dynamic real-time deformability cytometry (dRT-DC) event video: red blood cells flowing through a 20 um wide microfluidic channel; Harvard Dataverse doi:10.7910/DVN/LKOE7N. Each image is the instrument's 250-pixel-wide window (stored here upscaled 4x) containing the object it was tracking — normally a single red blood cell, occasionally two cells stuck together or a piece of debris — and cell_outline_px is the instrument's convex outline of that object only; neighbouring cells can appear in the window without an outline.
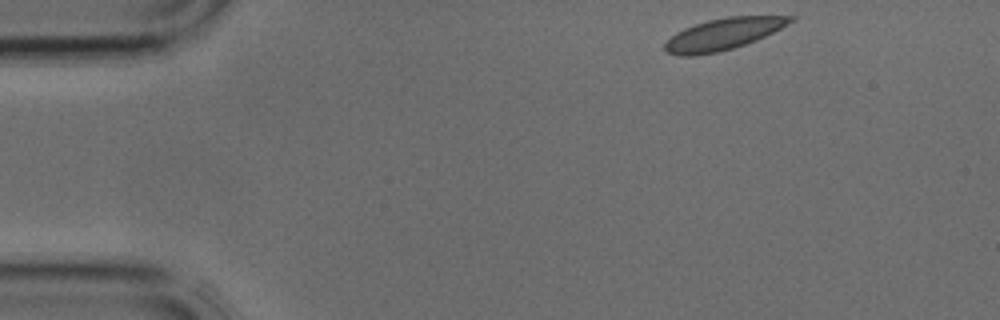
{"species": "common noctule bat (a hibernating species)", "species_latin": "Nyctalus noctula", "temperature_condition": "cold", "stored_images_in_passage": 36, "camera_frame_rate_fps": 3000, "um_per_image_px": 0.085, "animal": {"sex": "male", "body_mass_g": 17.9, "forearm_length_mm": 54.2}, "frame": {"image": 1, "passage_image": 1, "time_ms": 0.0, "image_size_px": [1000, 320], "cell_outline_px": [[796, 20], [756, 40], [720, 52], [692, 56], [680, 56], [664, 52], [664, 44], [676, 32], [684, 28], [708, 20], [728, 16], [796, 16]], "centroid_in_image_um": [61.45, 2.9], "position_along_channel_um": 23.6, "area_um2": 23.0}}
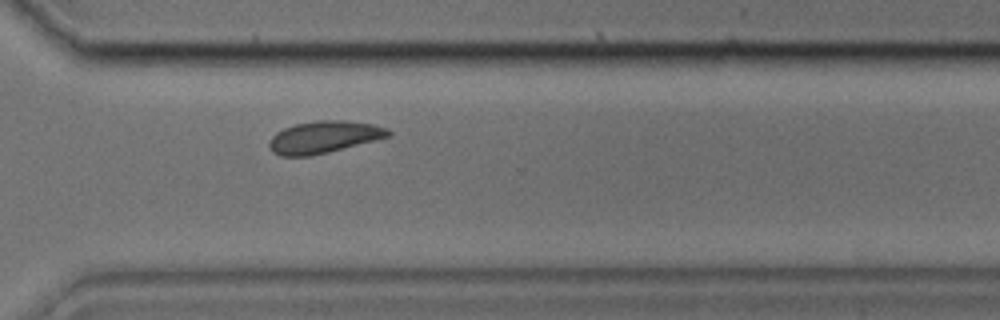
{"frame": {"image": 2, "passage_image": 25, "time_ms": 8.0, "image_size_px": [1000, 320], "cell_outline_px": [[392, 136], [328, 152], [308, 156], [280, 156], [272, 152], [268, 148], [268, 144], [272, 136], [276, 132], [284, 128], [296, 124], [316, 120], [344, 120], [372, 124], [388, 128], [392, 132]], "centroid_in_image_um": [27.53, 11.65], "position_along_channel_um": 343.1, "area_um2": 22.37}}
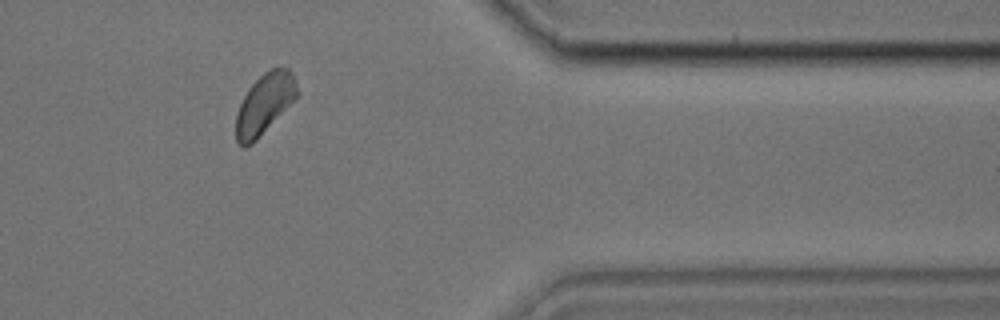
{"frame": {"image": 3, "passage_image": 29, "time_ms": 9.333, "image_size_px": [1000, 320], "cell_outline_px": [[296, 96], [256, 140], [252, 144], [244, 148], [236, 144], [236, 116], [240, 104], [248, 88], [264, 72], [272, 68], [288, 68], [296, 80]], "centroid_in_image_um": [22.43, 8.85], "position_along_channel_um": 389.0, "area_um2": 20.92}}